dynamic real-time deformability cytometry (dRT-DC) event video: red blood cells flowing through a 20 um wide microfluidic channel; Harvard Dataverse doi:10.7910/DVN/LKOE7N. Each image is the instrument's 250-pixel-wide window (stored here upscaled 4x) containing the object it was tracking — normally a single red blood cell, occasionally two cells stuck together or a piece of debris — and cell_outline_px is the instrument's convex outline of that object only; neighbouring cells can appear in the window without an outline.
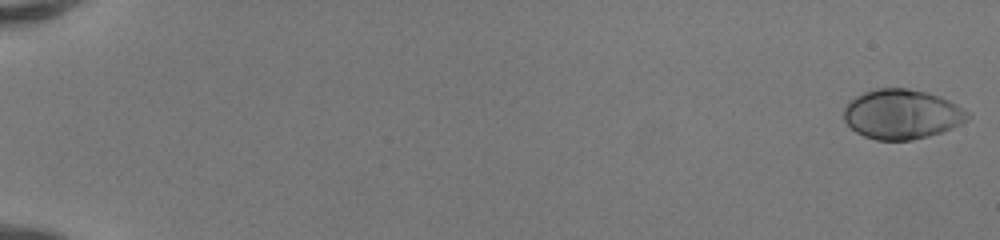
{"species": "human", "species_latin": "Homo sapiens", "temperature_condition": "room temperature", "stored_images_in_passage": 51, "camera_frame_rate_fps": 3000, "um_per_image_px": 0.085, "donor": {"sex": "female"}, "frame": {"image": 1, "passage_image": 1, "time_ms": 0.0, "image_size_px": [1000, 240], "cell_outline_px": [[972, 116], [968, 120], [952, 128], [928, 136], [912, 140], [876, 140], [864, 136], [856, 132], [844, 120], [844, 108], [848, 100], [864, 92], [876, 88], [908, 88], [928, 92], [940, 96], [956, 104], [968, 112]], "centroid_in_image_um": [76.65, 9.7], "position_along_channel_um": 8.3, "area_um2": 36.01}}
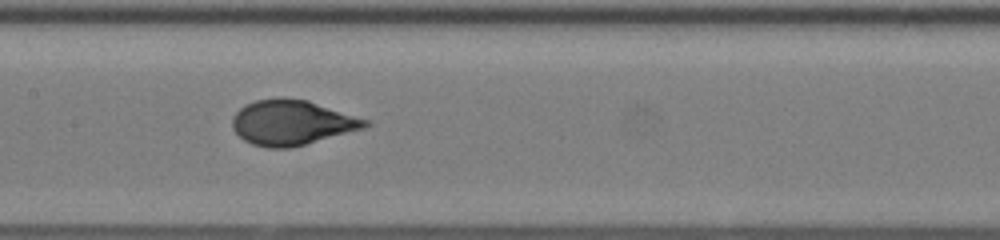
{"frame": {"image": 2, "passage_image": 28, "time_ms": 9.0, "image_size_px": [1000, 240], "cell_outline_px": [[372, 124], [364, 128], [304, 144], [288, 148], [268, 148], [252, 144], [244, 140], [232, 128], [232, 116], [240, 108], [256, 100], [280, 96], [308, 100], [368, 120]], "centroid_in_image_um": [24.78, 10.4], "position_along_channel_um": 182.6, "area_um2": 34.68}}
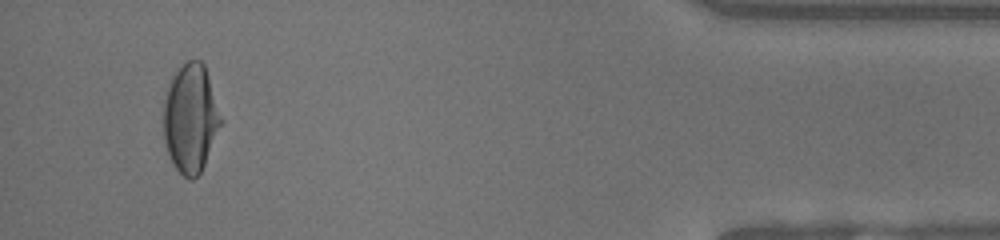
{"frame": {"image": 3, "passage_image": 49, "time_ms": 16.0, "image_size_px": [1000, 240], "cell_outline_px": [[224, 120], [204, 164], [200, 172], [192, 180], [188, 180], [172, 164], [168, 156], [164, 140], [164, 104], [168, 88], [172, 76], [188, 60], [200, 60], [204, 64]], "centroid_in_image_um": [16.22, 10.08], "position_along_channel_um": 419.0, "area_um2": 36.24}, "authors_computed_cell_mechanics": {"area_um2": 34.7956, "velocity_mm_per_s": 4.1719, "shape_relaxation_time_tau1_ms": 5.2887, "shape_relaxation_time_tau2_ms": null, "deformation_change_tau1": 0.2508, "deformation_change_tau2": null}}